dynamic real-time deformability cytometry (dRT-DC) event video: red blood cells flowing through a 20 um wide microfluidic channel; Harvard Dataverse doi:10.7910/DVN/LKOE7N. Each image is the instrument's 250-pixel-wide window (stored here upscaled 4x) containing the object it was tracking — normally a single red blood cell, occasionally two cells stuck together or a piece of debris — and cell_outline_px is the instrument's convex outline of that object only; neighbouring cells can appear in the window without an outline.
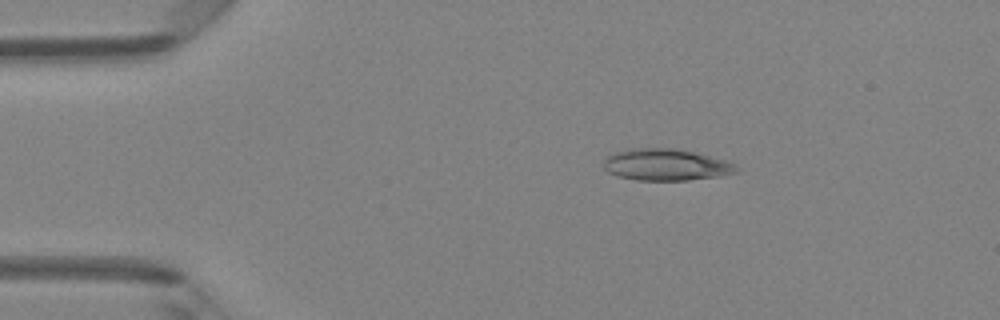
{"species": "Egyptian fruit bat (a non-hibernating species)", "species_latin": "Rousettus aegyptiacus", "temperature_condition": "room temperature", "stored_images_in_passage": 47, "camera_frame_rate_fps": 3000, "um_per_image_px": 0.085, "animal": {"sex": "female"}, "frame": {"image": 1, "passage_image": 8, "time_ms": 2.333, "image_size_px": [1000, 320], "cell_outline_px": [[744, 168], [740, 172], [724, 176], [688, 180], [636, 180], [616, 176], [608, 172], [604, 168], [604, 160], [612, 152], [628, 148], [680, 148], [724, 160], [736, 164]], "centroid_in_image_um": [56.66, 14.0], "position_along_channel_um": 28.3, "area_um2": 25.09}}
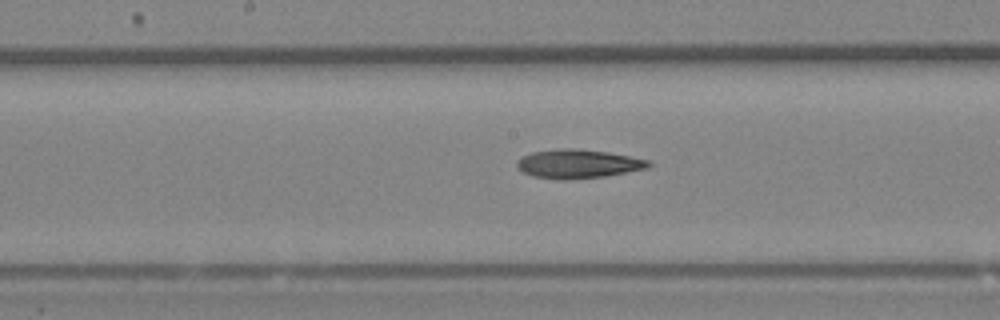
{"frame": {"image": 2, "passage_image": 24, "time_ms": 7.667, "image_size_px": [1000, 320], "cell_outline_px": [[652, 164], [648, 168], [604, 176], [568, 180], [556, 180], [532, 176], [524, 172], [516, 164], [520, 156], [532, 152], [560, 148], [572, 148], [608, 152], [648, 160]], "centroid_in_image_um": [49.1, 13.93], "position_along_channel_um": 199.1, "area_um2": 22.08}}
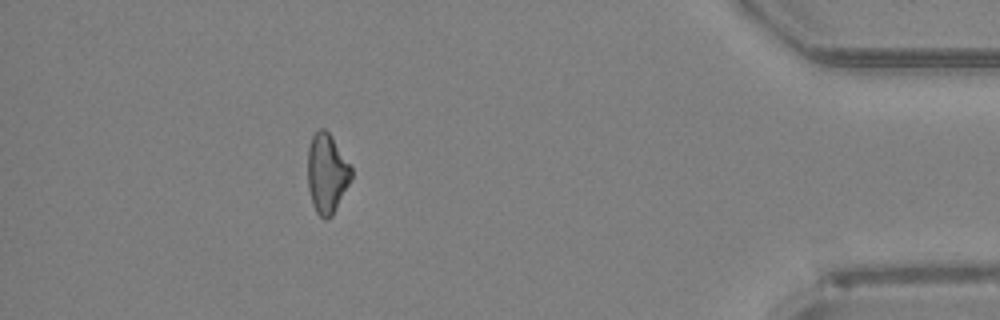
{"frame": {"image": 3, "passage_image": 42, "time_ms": 13.667, "image_size_px": [1000, 320], "cell_outline_px": [[352, 180], [332, 216], [324, 220], [316, 212], [312, 204], [308, 188], [308, 148], [312, 136], [320, 128], [324, 128], [332, 136], [352, 168]], "centroid_in_image_um": [27.79, 14.76], "position_along_channel_um": 407.4, "area_um2": 20.35}}